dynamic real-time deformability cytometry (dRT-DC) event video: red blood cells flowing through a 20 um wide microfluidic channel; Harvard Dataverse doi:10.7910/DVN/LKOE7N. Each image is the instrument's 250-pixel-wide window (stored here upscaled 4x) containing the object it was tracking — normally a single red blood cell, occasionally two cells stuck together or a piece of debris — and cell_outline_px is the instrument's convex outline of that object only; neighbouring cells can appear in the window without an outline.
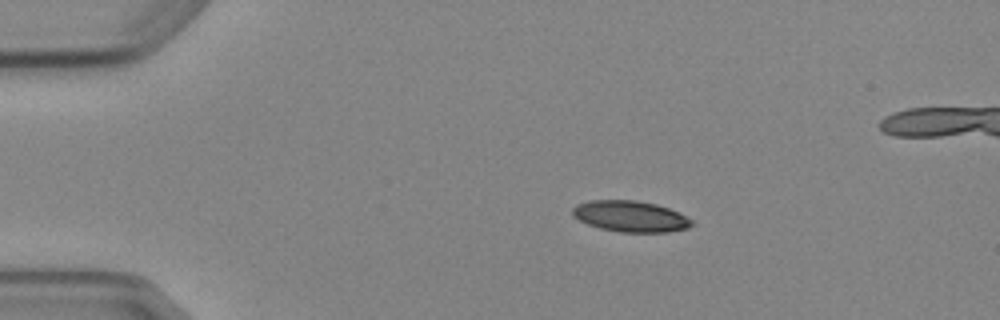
{"species": "Egyptian fruit bat (a non-hibernating species)", "species_latin": "Rousettus aegyptiacus", "temperature_condition": "cold", "stored_images_in_passage": 6, "camera_frame_rate_fps": 3000, "um_per_image_px": 0.085, "animal": {"sex": "female"}, "frame": {"image": 1, "passage_image": 3, "time_ms": 2.333, "image_size_px": [1000, 320], "cell_outline_px": [[696, 224], [688, 228], [668, 232], [620, 232], [600, 228], [588, 224], [572, 216], [572, 208], [576, 204], [588, 200], [636, 200], [656, 204], [680, 212], [692, 220]], "centroid_in_image_um": [53.6, 18.38], "position_along_channel_um": 31.4, "area_um2": 21.79}}
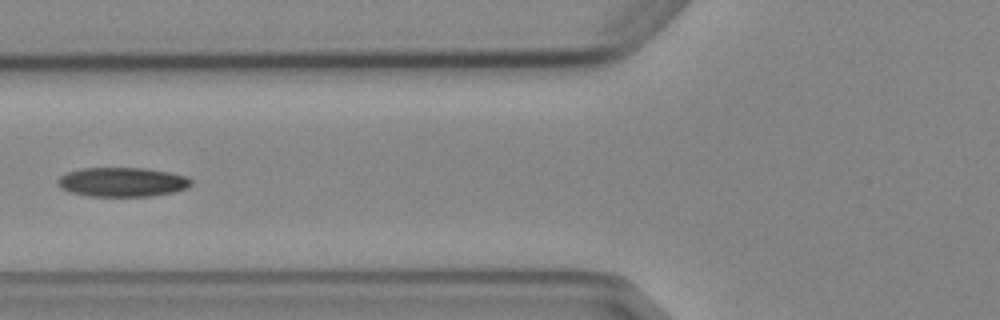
{"frame": {"image": 2, "passage_image": 6, "time_ms": 6.0, "image_size_px": [1000, 320], "cell_outline_px": [[192, 184], [188, 188], [172, 192], [152, 196], [88, 196], [72, 192], [60, 188], [56, 184], [56, 180], [60, 176], [68, 172], [80, 168], [148, 168], [188, 176], [192, 180]], "centroid_in_image_um": [10.4, 15.47], "position_along_channel_um": 115.4, "area_um2": 22.95}}